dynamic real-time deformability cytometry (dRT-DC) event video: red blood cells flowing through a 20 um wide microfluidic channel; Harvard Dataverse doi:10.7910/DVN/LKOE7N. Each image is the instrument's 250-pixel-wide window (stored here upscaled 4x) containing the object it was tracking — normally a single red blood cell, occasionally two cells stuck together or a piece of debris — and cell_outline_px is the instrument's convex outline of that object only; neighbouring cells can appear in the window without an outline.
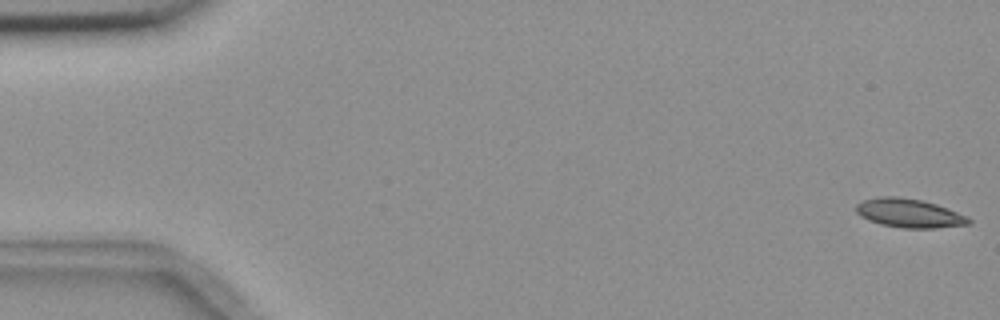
{"species": "common noctule bat (a hibernating species)", "species_latin": "Nyctalus noctula", "temperature_condition": "room temperature", "stored_images_in_passage": 7, "camera_frame_rate_fps": 3000, "um_per_image_px": 0.085, "animal": {"sex": "female", "body_mass_g": 18.4}, "frame": {"image": 1, "passage_image": 1, "time_ms": 0.0, "image_size_px": [1000, 320], "cell_outline_px": [[972, 224], [936, 228], [904, 228], [880, 224], [868, 220], [860, 216], [856, 212], [856, 204], [864, 200], [880, 196], [896, 196], [920, 200], [936, 204], [948, 208], [968, 216], [972, 220]], "centroid_in_image_um": [77.3, 18.12], "position_along_channel_um": 7.7, "area_um2": 19.02}}
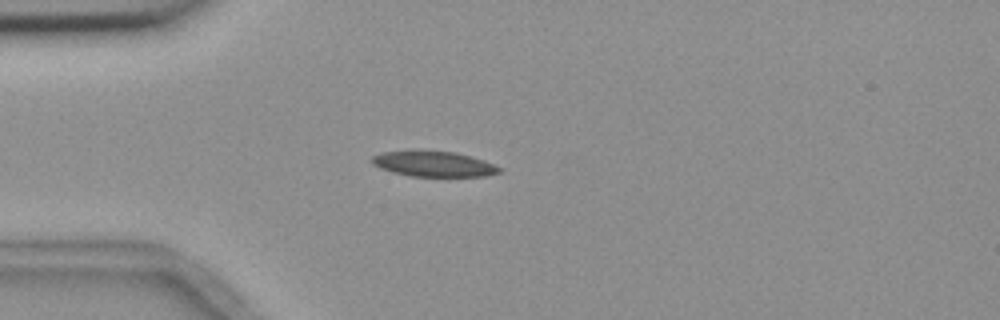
{"frame": {"image": 2, "passage_image": 5, "time_ms": 4.667, "image_size_px": [1000, 320], "cell_outline_px": [[500, 172], [488, 176], [412, 176], [392, 172], [380, 168], [372, 164], [372, 156], [380, 152], [412, 148], [416, 148], [456, 152], [484, 160], [500, 168]], "centroid_in_image_um": [36.78, 13.89], "position_along_channel_um": 48.2, "area_um2": 19.48}}